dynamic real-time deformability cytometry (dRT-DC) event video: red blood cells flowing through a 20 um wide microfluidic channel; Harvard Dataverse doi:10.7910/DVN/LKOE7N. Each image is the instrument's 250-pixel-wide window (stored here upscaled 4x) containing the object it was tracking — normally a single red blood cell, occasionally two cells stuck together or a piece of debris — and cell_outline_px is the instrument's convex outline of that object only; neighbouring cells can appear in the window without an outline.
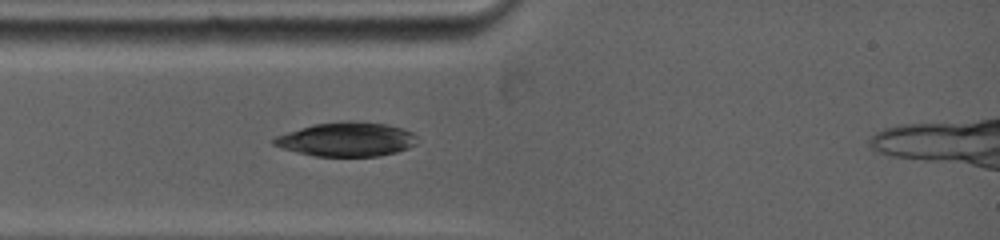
{"species": "common noctule bat (a hibernating species)", "species_latin": "Nyctalus noctula", "temperature_condition": "warm", "stored_images_in_passage": 2, "camera_frame_rate_fps": 5000, "um_per_image_px": 0.085, "animal": {"sex": "female", "body_mass_g": 19.0, "forearm_length_mm": 53.3}, "frame": {"image": 1, "passage_image": 1, "time_ms": 0.0, "image_size_px": [1000, 240], "cell_outline_px": [[412, 136], [408, 144], [404, 148], [396, 152], [376, 156], [316, 156], [300, 152], [276, 144], [272, 140], [276, 136], [312, 124], [340, 120], [356, 120], [384, 124], [400, 128], [412, 132]], "centroid_in_image_um": [29.39, 11.81], "position_along_channel_um": 55.6, "area_um2": 27.51}}